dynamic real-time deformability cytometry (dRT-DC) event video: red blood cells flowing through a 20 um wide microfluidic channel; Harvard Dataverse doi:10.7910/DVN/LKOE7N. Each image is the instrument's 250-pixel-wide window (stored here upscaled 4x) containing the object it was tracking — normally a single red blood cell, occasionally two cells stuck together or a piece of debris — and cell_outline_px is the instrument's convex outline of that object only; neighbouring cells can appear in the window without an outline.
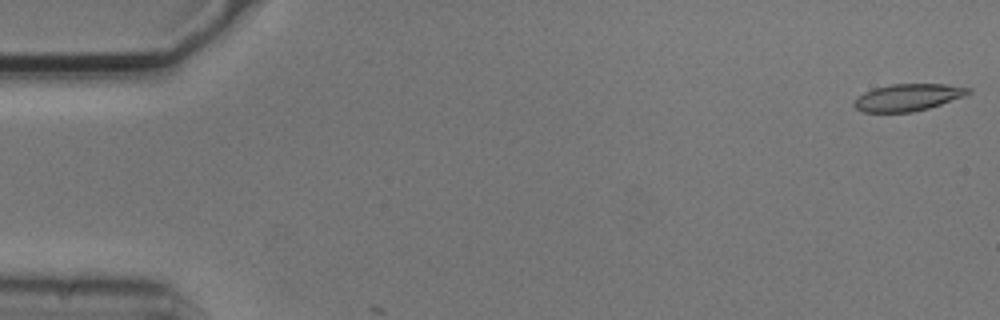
{"species": "common noctule bat (a hibernating species)", "species_latin": "Nyctalus noctula", "temperature_condition": "cold", "stored_images_in_passage": 4, "camera_frame_rate_fps": 3000, "um_per_image_px": 0.085, "animal": {"sex": "male", "body_mass_g": 20.5, "forearm_length_mm": 52.5}, "frame": {"image": 1, "passage_image": 1, "time_ms": 0.0, "image_size_px": [1000, 320], "cell_outline_px": [[972, 92], [964, 96], [928, 108], [912, 112], [864, 112], [856, 108], [852, 104], [864, 92], [872, 88], [892, 84], [944, 84], [972, 88]], "centroid_in_image_um": [77.18, 8.27], "position_along_channel_um": 7.8, "area_um2": 17.86}}